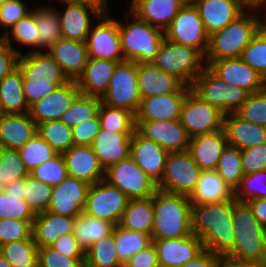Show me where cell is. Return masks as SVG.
<instances>
[{"mask_svg":"<svg viewBox=\"0 0 266 267\" xmlns=\"http://www.w3.org/2000/svg\"><path fill=\"white\" fill-rule=\"evenodd\" d=\"M244 8L251 11L258 12L257 10L260 8L264 0H237Z\"/></svg>","mask_w":266,"mask_h":267,"instance_id":"89a4df30","label":"cell"},{"mask_svg":"<svg viewBox=\"0 0 266 267\" xmlns=\"http://www.w3.org/2000/svg\"><path fill=\"white\" fill-rule=\"evenodd\" d=\"M228 142L224 129L190 138L188 152L202 170H216Z\"/></svg>","mask_w":266,"mask_h":267,"instance_id":"83f0119b","label":"cell"},{"mask_svg":"<svg viewBox=\"0 0 266 267\" xmlns=\"http://www.w3.org/2000/svg\"><path fill=\"white\" fill-rule=\"evenodd\" d=\"M90 184L67 176L60 184L53 186L48 212L75 218L83 213Z\"/></svg>","mask_w":266,"mask_h":267,"instance_id":"2e32d148","label":"cell"},{"mask_svg":"<svg viewBox=\"0 0 266 267\" xmlns=\"http://www.w3.org/2000/svg\"><path fill=\"white\" fill-rule=\"evenodd\" d=\"M18 68L23 75V92L29 107L69 81L47 51L21 54Z\"/></svg>","mask_w":266,"mask_h":267,"instance_id":"7a4b0ae2","label":"cell"},{"mask_svg":"<svg viewBox=\"0 0 266 267\" xmlns=\"http://www.w3.org/2000/svg\"><path fill=\"white\" fill-rule=\"evenodd\" d=\"M222 257L204 250L198 257L181 267H219Z\"/></svg>","mask_w":266,"mask_h":267,"instance_id":"003e7915","label":"cell"},{"mask_svg":"<svg viewBox=\"0 0 266 267\" xmlns=\"http://www.w3.org/2000/svg\"><path fill=\"white\" fill-rule=\"evenodd\" d=\"M241 158V149L227 145L216 167V172L233 191L240 185L244 176Z\"/></svg>","mask_w":266,"mask_h":267,"instance_id":"7dc6e473","label":"cell"},{"mask_svg":"<svg viewBox=\"0 0 266 267\" xmlns=\"http://www.w3.org/2000/svg\"><path fill=\"white\" fill-rule=\"evenodd\" d=\"M0 102L4 113H29L24 92L23 75L19 68L0 81Z\"/></svg>","mask_w":266,"mask_h":267,"instance_id":"8d00e7d4","label":"cell"},{"mask_svg":"<svg viewBox=\"0 0 266 267\" xmlns=\"http://www.w3.org/2000/svg\"><path fill=\"white\" fill-rule=\"evenodd\" d=\"M0 253L12 267H38V246L33 238L3 244Z\"/></svg>","mask_w":266,"mask_h":267,"instance_id":"b9f144b4","label":"cell"},{"mask_svg":"<svg viewBox=\"0 0 266 267\" xmlns=\"http://www.w3.org/2000/svg\"><path fill=\"white\" fill-rule=\"evenodd\" d=\"M188 92H174L141 99L135 121L180 120L181 110Z\"/></svg>","mask_w":266,"mask_h":267,"instance_id":"484cf974","label":"cell"},{"mask_svg":"<svg viewBox=\"0 0 266 267\" xmlns=\"http://www.w3.org/2000/svg\"><path fill=\"white\" fill-rule=\"evenodd\" d=\"M186 2V0H132L130 12L138 19L164 31Z\"/></svg>","mask_w":266,"mask_h":267,"instance_id":"1f68e13d","label":"cell"},{"mask_svg":"<svg viewBox=\"0 0 266 267\" xmlns=\"http://www.w3.org/2000/svg\"><path fill=\"white\" fill-rule=\"evenodd\" d=\"M258 14V15H257ZM245 10L223 29L209 36L205 61L240 58L243 50L260 30V13Z\"/></svg>","mask_w":266,"mask_h":267,"instance_id":"5b68a950","label":"cell"},{"mask_svg":"<svg viewBox=\"0 0 266 267\" xmlns=\"http://www.w3.org/2000/svg\"><path fill=\"white\" fill-rule=\"evenodd\" d=\"M104 180L117 187L129 199L149 198L158 190L157 184L130 156L110 165L105 170Z\"/></svg>","mask_w":266,"mask_h":267,"instance_id":"7c38bea8","label":"cell"},{"mask_svg":"<svg viewBox=\"0 0 266 267\" xmlns=\"http://www.w3.org/2000/svg\"><path fill=\"white\" fill-rule=\"evenodd\" d=\"M85 257H68L49 246L38 248V267H84Z\"/></svg>","mask_w":266,"mask_h":267,"instance_id":"680465c9","label":"cell"},{"mask_svg":"<svg viewBox=\"0 0 266 267\" xmlns=\"http://www.w3.org/2000/svg\"><path fill=\"white\" fill-rule=\"evenodd\" d=\"M240 58L266 80V29L260 28Z\"/></svg>","mask_w":266,"mask_h":267,"instance_id":"f907efd6","label":"cell"},{"mask_svg":"<svg viewBox=\"0 0 266 267\" xmlns=\"http://www.w3.org/2000/svg\"><path fill=\"white\" fill-rule=\"evenodd\" d=\"M263 249H264V253H265V267H266V227L263 229Z\"/></svg>","mask_w":266,"mask_h":267,"instance_id":"11e5206c","label":"cell"},{"mask_svg":"<svg viewBox=\"0 0 266 267\" xmlns=\"http://www.w3.org/2000/svg\"><path fill=\"white\" fill-rule=\"evenodd\" d=\"M21 50L6 45L0 51V81L18 68Z\"/></svg>","mask_w":266,"mask_h":267,"instance_id":"e7e4bbea","label":"cell"},{"mask_svg":"<svg viewBox=\"0 0 266 267\" xmlns=\"http://www.w3.org/2000/svg\"><path fill=\"white\" fill-rule=\"evenodd\" d=\"M118 61L89 58L82 73L75 80L80 93L101 98L107 91Z\"/></svg>","mask_w":266,"mask_h":267,"instance_id":"4dcf8cb0","label":"cell"},{"mask_svg":"<svg viewBox=\"0 0 266 267\" xmlns=\"http://www.w3.org/2000/svg\"><path fill=\"white\" fill-rule=\"evenodd\" d=\"M191 90L202 100L216 106L224 115L235 113L249 95L245 90L221 80L208 67L194 80Z\"/></svg>","mask_w":266,"mask_h":267,"instance_id":"ba28073f","label":"cell"},{"mask_svg":"<svg viewBox=\"0 0 266 267\" xmlns=\"http://www.w3.org/2000/svg\"><path fill=\"white\" fill-rule=\"evenodd\" d=\"M165 39L199 50L204 56L208 49L209 35L206 33L197 8L186 2L164 30Z\"/></svg>","mask_w":266,"mask_h":267,"instance_id":"8fae6325","label":"cell"},{"mask_svg":"<svg viewBox=\"0 0 266 267\" xmlns=\"http://www.w3.org/2000/svg\"><path fill=\"white\" fill-rule=\"evenodd\" d=\"M154 207L152 239H175L192 235L189 196L157 190L152 195Z\"/></svg>","mask_w":266,"mask_h":267,"instance_id":"277c9868","label":"cell"},{"mask_svg":"<svg viewBox=\"0 0 266 267\" xmlns=\"http://www.w3.org/2000/svg\"><path fill=\"white\" fill-rule=\"evenodd\" d=\"M135 130L143 137L152 140L168 152L188 150L190 137L180 120L135 121Z\"/></svg>","mask_w":266,"mask_h":267,"instance_id":"ac0fdd59","label":"cell"},{"mask_svg":"<svg viewBox=\"0 0 266 267\" xmlns=\"http://www.w3.org/2000/svg\"><path fill=\"white\" fill-rule=\"evenodd\" d=\"M207 67L229 85L241 88L249 94L263 90L266 80L241 58L205 61Z\"/></svg>","mask_w":266,"mask_h":267,"instance_id":"e0dca14e","label":"cell"},{"mask_svg":"<svg viewBox=\"0 0 266 267\" xmlns=\"http://www.w3.org/2000/svg\"><path fill=\"white\" fill-rule=\"evenodd\" d=\"M31 11L23 0L6 1L0 6V26L6 27L8 31L9 28Z\"/></svg>","mask_w":266,"mask_h":267,"instance_id":"94428289","label":"cell"},{"mask_svg":"<svg viewBox=\"0 0 266 267\" xmlns=\"http://www.w3.org/2000/svg\"><path fill=\"white\" fill-rule=\"evenodd\" d=\"M232 224L235 235L233 250L225 257L237 263H251L265 267L263 249L264 227L253 215L247 202L233 198Z\"/></svg>","mask_w":266,"mask_h":267,"instance_id":"3957f363","label":"cell"},{"mask_svg":"<svg viewBox=\"0 0 266 267\" xmlns=\"http://www.w3.org/2000/svg\"><path fill=\"white\" fill-rule=\"evenodd\" d=\"M18 151L28 172L57 154V152L38 134Z\"/></svg>","mask_w":266,"mask_h":267,"instance_id":"816d5d0a","label":"cell"},{"mask_svg":"<svg viewBox=\"0 0 266 267\" xmlns=\"http://www.w3.org/2000/svg\"><path fill=\"white\" fill-rule=\"evenodd\" d=\"M159 267H181L194 260L205 249L201 239L192 234L175 239H152Z\"/></svg>","mask_w":266,"mask_h":267,"instance_id":"ffe728a7","label":"cell"},{"mask_svg":"<svg viewBox=\"0 0 266 267\" xmlns=\"http://www.w3.org/2000/svg\"><path fill=\"white\" fill-rule=\"evenodd\" d=\"M1 191H4V187H3V185L0 184V192Z\"/></svg>","mask_w":266,"mask_h":267,"instance_id":"979ff035","label":"cell"},{"mask_svg":"<svg viewBox=\"0 0 266 267\" xmlns=\"http://www.w3.org/2000/svg\"><path fill=\"white\" fill-rule=\"evenodd\" d=\"M192 3L209 36L226 27L246 9L237 0H193Z\"/></svg>","mask_w":266,"mask_h":267,"instance_id":"cb8c5ba5","label":"cell"},{"mask_svg":"<svg viewBox=\"0 0 266 267\" xmlns=\"http://www.w3.org/2000/svg\"><path fill=\"white\" fill-rule=\"evenodd\" d=\"M49 247L68 257H85V252L73 233L60 236Z\"/></svg>","mask_w":266,"mask_h":267,"instance_id":"be15d7a7","label":"cell"},{"mask_svg":"<svg viewBox=\"0 0 266 267\" xmlns=\"http://www.w3.org/2000/svg\"><path fill=\"white\" fill-rule=\"evenodd\" d=\"M236 201L248 202L253 199H266V169L245 174L234 191Z\"/></svg>","mask_w":266,"mask_h":267,"instance_id":"db71d44e","label":"cell"},{"mask_svg":"<svg viewBox=\"0 0 266 267\" xmlns=\"http://www.w3.org/2000/svg\"><path fill=\"white\" fill-rule=\"evenodd\" d=\"M0 267H12L0 253Z\"/></svg>","mask_w":266,"mask_h":267,"instance_id":"2a66077c","label":"cell"},{"mask_svg":"<svg viewBox=\"0 0 266 267\" xmlns=\"http://www.w3.org/2000/svg\"><path fill=\"white\" fill-rule=\"evenodd\" d=\"M132 135L99 129L92 148L104 170L129 157Z\"/></svg>","mask_w":266,"mask_h":267,"instance_id":"f546056e","label":"cell"},{"mask_svg":"<svg viewBox=\"0 0 266 267\" xmlns=\"http://www.w3.org/2000/svg\"><path fill=\"white\" fill-rule=\"evenodd\" d=\"M47 53L69 80L78 78L89 59L85 41L61 38L47 50Z\"/></svg>","mask_w":266,"mask_h":267,"instance_id":"4316f807","label":"cell"},{"mask_svg":"<svg viewBox=\"0 0 266 267\" xmlns=\"http://www.w3.org/2000/svg\"><path fill=\"white\" fill-rule=\"evenodd\" d=\"M100 129L98 115L90 120L84 121L72 127L74 145L92 146L96 134Z\"/></svg>","mask_w":266,"mask_h":267,"instance_id":"6125c7cd","label":"cell"},{"mask_svg":"<svg viewBox=\"0 0 266 267\" xmlns=\"http://www.w3.org/2000/svg\"><path fill=\"white\" fill-rule=\"evenodd\" d=\"M4 114L3 112V108H2V105H1V102H0V117Z\"/></svg>","mask_w":266,"mask_h":267,"instance_id":"b9fcfbb0","label":"cell"},{"mask_svg":"<svg viewBox=\"0 0 266 267\" xmlns=\"http://www.w3.org/2000/svg\"><path fill=\"white\" fill-rule=\"evenodd\" d=\"M168 154L161 146L134 131L129 156L156 184L162 179Z\"/></svg>","mask_w":266,"mask_h":267,"instance_id":"603a6c76","label":"cell"},{"mask_svg":"<svg viewBox=\"0 0 266 267\" xmlns=\"http://www.w3.org/2000/svg\"><path fill=\"white\" fill-rule=\"evenodd\" d=\"M74 218L43 212L36 214L32 236L38 248L49 246L62 235L73 233Z\"/></svg>","mask_w":266,"mask_h":267,"instance_id":"e575fe53","label":"cell"},{"mask_svg":"<svg viewBox=\"0 0 266 267\" xmlns=\"http://www.w3.org/2000/svg\"><path fill=\"white\" fill-rule=\"evenodd\" d=\"M98 118L100 129L119 133H134L135 114L125 108L110 107L101 102Z\"/></svg>","mask_w":266,"mask_h":267,"instance_id":"ee69618b","label":"cell"},{"mask_svg":"<svg viewBox=\"0 0 266 267\" xmlns=\"http://www.w3.org/2000/svg\"><path fill=\"white\" fill-rule=\"evenodd\" d=\"M235 114L245 121L266 127V87L249 94Z\"/></svg>","mask_w":266,"mask_h":267,"instance_id":"11a10c76","label":"cell"},{"mask_svg":"<svg viewBox=\"0 0 266 267\" xmlns=\"http://www.w3.org/2000/svg\"><path fill=\"white\" fill-rule=\"evenodd\" d=\"M53 186L27 175L24 178L22 199L35 214L46 212L49 208Z\"/></svg>","mask_w":266,"mask_h":267,"instance_id":"681fc988","label":"cell"},{"mask_svg":"<svg viewBox=\"0 0 266 267\" xmlns=\"http://www.w3.org/2000/svg\"><path fill=\"white\" fill-rule=\"evenodd\" d=\"M219 267H261L251 263H237L226 258H222Z\"/></svg>","mask_w":266,"mask_h":267,"instance_id":"2644e50d","label":"cell"},{"mask_svg":"<svg viewBox=\"0 0 266 267\" xmlns=\"http://www.w3.org/2000/svg\"><path fill=\"white\" fill-rule=\"evenodd\" d=\"M33 224L29 220L0 219V246L3 244L33 238Z\"/></svg>","mask_w":266,"mask_h":267,"instance_id":"6f0895ef","label":"cell"},{"mask_svg":"<svg viewBox=\"0 0 266 267\" xmlns=\"http://www.w3.org/2000/svg\"><path fill=\"white\" fill-rule=\"evenodd\" d=\"M29 175L18 150L0 147V184L5 187L11 180Z\"/></svg>","mask_w":266,"mask_h":267,"instance_id":"f5cc1de1","label":"cell"},{"mask_svg":"<svg viewBox=\"0 0 266 267\" xmlns=\"http://www.w3.org/2000/svg\"><path fill=\"white\" fill-rule=\"evenodd\" d=\"M261 7H263V8L265 7V10H266V0H264V2L262 3V5L260 6L259 9H262ZM265 13H266V11H265ZM259 17H260L261 28L266 29V14H265V16L259 15Z\"/></svg>","mask_w":266,"mask_h":267,"instance_id":"753ad0ef","label":"cell"},{"mask_svg":"<svg viewBox=\"0 0 266 267\" xmlns=\"http://www.w3.org/2000/svg\"><path fill=\"white\" fill-rule=\"evenodd\" d=\"M137 82L141 99L191 90L179 78L164 72L151 62L137 63Z\"/></svg>","mask_w":266,"mask_h":267,"instance_id":"44dd1931","label":"cell"},{"mask_svg":"<svg viewBox=\"0 0 266 267\" xmlns=\"http://www.w3.org/2000/svg\"><path fill=\"white\" fill-rule=\"evenodd\" d=\"M134 20L123 24L119 21L120 45L125 60L150 63L155 59L165 39L164 31L152 26L132 13Z\"/></svg>","mask_w":266,"mask_h":267,"instance_id":"8992f818","label":"cell"},{"mask_svg":"<svg viewBox=\"0 0 266 267\" xmlns=\"http://www.w3.org/2000/svg\"><path fill=\"white\" fill-rule=\"evenodd\" d=\"M37 134L60 154L74 146L72 128L60 120L37 124Z\"/></svg>","mask_w":266,"mask_h":267,"instance_id":"f6af8a7d","label":"cell"},{"mask_svg":"<svg viewBox=\"0 0 266 267\" xmlns=\"http://www.w3.org/2000/svg\"><path fill=\"white\" fill-rule=\"evenodd\" d=\"M201 171L188 151L169 152L157 188L166 193L190 196L197 185Z\"/></svg>","mask_w":266,"mask_h":267,"instance_id":"30bf717a","label":"cell"},{"mask_svg":"<svg viewBox=\"0 0 266 267\" xmlns=\"http://www.w3.org/2000/svg\"><path fill=\"white\" fill-rule=\"evenodd\" d=\"M37 134V123L29 113L9 114L0 117V147L19 150Z\"/></svg>","mask_w":266,"mask_h":267,"instance_id":"f1b7e54d","label":"cell"},{"mask_svg":"<svg viewBox=\"0 0 266 267\" xmlns=\"http://www.w3.org/2000/svg\"><path fill=\"white\" fill-rule=\"evenodd\" d=\"M115 233V249L118 259L124 265L133 255L148 248L153 244L151 234L127 230L116 225Z\"/></svg>","mask_w":266,"mask_h":267,"instance_id":"ab89813d","label":"cell"},{"mask_svg":"<svg viewBox=\"0 0 266 267\" xmlns=\"http://www.w3.org/2000/svg\"><path fill=\"white\" fill-rule=\"evenodd\" d=\"M223 129L228 145L241 150L266 143V127L245 121L235 113L224 115Z\"/></svg>","mask_w":266,"mask_h":267,"instance_id":"d6a6232c","label":"cell"},{"mask_svg":"<svg viewBox=\"0 0 266 267\" xmlns=\"http://www.w3.org/2000/svg\"><path fill=\"white\" fill-rule=\"evenodd\" d=\"M130 199L117 187L101 180L89 186L83 213L119 225Z\"/></svg>","mask_w":266,"mask_h":267,"instance_id":"4fadbf2b","label":"cell"},{"mask_svg":"<svg viewBox=\"0 0 266 267\" xmlns=\"http://www.w3.org/2000/svg\"><path fill=\"white\" fill-rule=\"evenodd\" d=\"M84 267H123L116 253L114 231L85 251Z\"/></svg>","mask_w":266,"mask_h":267,"instance_id":"7bdbcfd3","label":"cell"},{"mask_svg":"<svg viewBox=\"0 0 266 267\" xmlns=\"http://www.w3.org/2000/svg\"><path fill=\"white\" fill-rule=\"evenodd\" d=\"M115 225L107 220L82 213L74 218L73 235L84 252L101 238L113 233Z\"/></svg>","mask_w":266,"mask_h":267,"instance_id":"f35d334b","label":"cell"},{"mask_svg":"<svg viewBox=\"0 0 266 267\" xmlns=\"http://www.w3.org/2000/svg\"><path fill=\"white\" fill-rule=\"evenodd\" d=\"M141 97L137 82V63L125 60L116 66L101 102L110 107L125 108L136 114Z\"/></svg>","mask_w":266,"mask_h":267,"instance_id":"9c48e42d","label":"cell"},{"mask_svg":"<svg viewBox=\"0 0 266 267\" xmlns=\"http://www.w3.org/2000/svg\"><path fill=\"white\" fill-rule=\"evenodd\" d=\"M42 7H35L32 10L35 12L36 17L39 51H47L63 37L60 29L58 11L49 6Z\"/></svg>","mask_w":266,"mask_h":267,"instance_id":"60d3db41","label":"cell"},{"mask_svg":"<svg viewBox=\"0 0 266 267\" xmlns=\"http://www.w3.org/2000/svg\"><path fill=\"white\" fill-rule=\"evenodd\" d=\"M232 216L233 199L192 205V233L201 239L205 250L225 258L234 248Z\"/></svg>","mask_w":266,"mask_h":267,"instance_id":"6da1fadb","label":"cell"},{"mask_svg":"<svg viewBox=\"0 0 266 267\" xmlns=\"http://www.w3.org/2000/svg\"><path fill=\"white\" fill-rule=\"evenodd\" d=\"M244 175L266 169V143L241 150Z\"/></svg>","mask_w":266,"mask_h":267,"instance_id":"91938a15","label":"cell"},{"mask_svg":"<svg viewBox=\"0 0 266 267\" xmlns=\"http://www.w3.org/2000/svg\"><path fill=\"white\" fill-rule=\"evenodd\" d=\"M252 209L253 215L266 227V199H253L247 202Z\"/></svg>","mask_w":266,"mask_h":267,"instance_id":"a7ac6f4b","label":"cell"},{"mask_svg":"<svg viewBox=\"0 0 266 267\" xmlns=\"http://www.w3.org/2000/svg\"><path fill=\"white\" fill-rule=\"evenodd\" d=\"M153 216L152 196L145 199H130L123 212L119 226L127 230L151 234Z\"/></svg>","mask_w":266,"mask_h":267,"instance_id":"74e56055","label":"cell"},{"mask_svg":"<svg viewBox=\"0 0 266 267\" xmlns=\"http://www.w3.org/2000/svg\"><path fill=\"white\" fill-rule=\"evenodd\" d=\"M7 45L6 35L2 32L0 35V51Z\"/></svg>","mask_w":266,"mask_h":267,"instance_id":"34e18365","label":"cell"},{"mask_svg":"<svg viewBox=\"0 0 266 267\" xmlns=\"http://www.w3.org/2000/svg\"><path fill=\"white\" fill-rule=\"evenodd\" d=\"M101 98L79 94L60 121L71 128L98 115Z\"/></svg>","mask_w":266,"mask_h":267,"instance_id":"c3c4849f","label":"cell"},{"mask_svg":"<svg viewBox=\"0 0 266 267\" xmlns=\"http://www.w3.org/2000/svg\"><path fill=\"white\" fill-rule=\"evenodd\" d=\"M224 114L192 90L186 95L180 122L190 138L223 129Z\"/></svg>","mask_w":266,"mask_h":267,"instance_id":"5bb4252c","label":"cell"},{"mask_svg":"<svg viewBox=\"0 0 266 267\" xmlns=\"http://www.w3.org/2000/svg\"><path fill=\"white\" fill-rule=\"evenodd\" d=\"M29 175L50 186H56L68 176V172L62 154L57 153L53 158L35 167Z\"/></svg>","mask_w":266,"mask_h":267,"instance_id":"9f6ffc18","label":"cell"},{"mask_svg":"<svg viewBox=\"0 0 266 267\" xmlns=\"http://www.w3.org/2000/svg\"><path fill=\"white\" fill-rule=\"evenodd\" d=\"M7 45L13 48L12 42L20 45L30 46L29 52L39 51V38L35 12L32 10L25 17L14 24L10 30L5 32Z\"/></svg>","mask_w":266,"mask_h":267,"instance_id":"bcb514c9","label":"cell"},{"mask_svg":"<svg viewBox=\"0 0 266 267\" xmlns=\"http://www.w3.org/2000/svg\"><path fill=\"white\" fill-rule=\"evenodd\" d=\"M123 267H159L156 247L152 244L148 248L139 251Z\"/></svg>","mask_w":266,"mask_h":267,"instance_id":"03108f58","label":"cell"},{"mask_svg":"<svg viewBox=\"0 0 266 267\" xmlns=\"http://www.w3.org/2000/svg\"><path fill=\"white\" fill-rule=\"evenodd\" d=\"M71 1H78V2H85V3H89V4H92L96 7H99L104 13L108 12L109 11L107 10L108 9V0H71Z\"/></svg>","mask_w":266,"mask_h":267,"instance_id":"8c879c8a","label":"cell"},{"mask_svg":"<svg viewBox=\"0 0 266 267\" xmlns=\"http://www.w3.org/2000/svg\"><path fill=\"white\" fill-rule=\"evenodd\" d=\"M151 63L164 72L176 76L189 87L207 67L205 56L199 50L167 39H164Z\"/></svg>","mask_w":266,"mask_h":267,"instance_id":"52a82bcc","label":"cell"},{"mask_svg":"<svg viewBox=\"0 0 266 267\" xmlns=\"http://www.w3.org/2000/svg\"><path fill=\"white\" fill-rule=\"evenodd\" d=\"M98 23L92 26L86 38L89 58L123 62L125 61L120 45L119 20L103 13Z\"/></svg>","mask_w":266,"mask_h":267,"instance_id":"9a60e30c","label":"cell"},{"mask_svg":"<svg viewBox=\"0 0 266 267\" xmlns=\"http://www.w3.org/2000/svg\"><path fill=\"white\" fill-rule=\"evenodd\" d=\"M6 1H9V0H0V6L3 5Z\"/></svg>","mask_w":266,"mask_h":267,"instance_id":"09005b40","label":"cell"},{"mask_svg":"<svg viewBox=\"0 0 266 267\" xmlns=\"http://www.w3.org/2000/svg\"><path fill=\"white\" fill-rule=\"evenodd\" d=\"M24 178L12 179L0 192V219L29 220L32 224L36 214L22 199Z\"/></svg>","mask_w":266,"mask_h":267,"instance_id":"d590c367","label":"cell"},{"mask_svg":"<svg viewBox=\"0 0 266 267\" xmlns=\"http://www.w3.org/2000/svg\"><path fill=\"white\" fill-rule=\"evenodd\" d=\"M233 198L234 191L219 176L216 170L201 171L197 185L189 196L192 205L218 203Z\"/></svg>","mask_w":266,"mask_h":267,"instance_id":"836d02e7","label":"cell"},{"mask_svg":"<svg viewBox=\"0 0 266 267\" xmlns=\"http://www.w3.org/2000/svg\"><path fill=\"white\" fill-rule=\"evenodd\" d=\"M69 176L92 185L104 180L105 170L99 164L92 146L74 145L62 153Z\"/></svg>","mask_w":266,"mask_h":267,"instance_id":"d4e9b609","label":"cell"},{"mask_svg":"<svg viewBox=\"0 0 266 267\" xmlns=\"http://www.w3.org/2000/svg\"><path fill=\"white\" fill-rule=\"evenodd\" d=\"M65 11L58 10L60 29L64 39L86 41L91 25L90 13L98 19L104 12L92 4L71 0H60Z\"/></svg>","mask_w":266,"mask_h":267,"instance_id":"d6986e66","label":"cell"},{"mask_svg":"<svg viewBox=\"0 0 266 267\" xmlns=\"http://www.w3.org/2000/svg\"><path fill=\"white\" fill-rule=\"evenodd\" d=\"M79 94L75 80H69L31 105L29 114L37 124L60 120Z\"/></svg>","mask_w":266,"mask_h":267,"instance_id":"7402d4cb","label":"cell"}]
</instances>
